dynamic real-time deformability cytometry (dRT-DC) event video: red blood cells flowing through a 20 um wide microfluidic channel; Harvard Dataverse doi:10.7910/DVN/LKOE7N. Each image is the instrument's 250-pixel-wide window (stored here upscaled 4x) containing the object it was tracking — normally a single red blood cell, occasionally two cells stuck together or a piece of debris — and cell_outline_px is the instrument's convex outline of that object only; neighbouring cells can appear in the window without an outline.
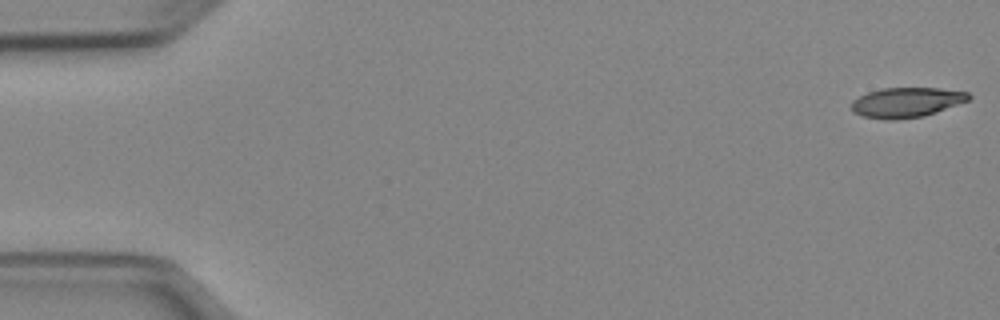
{"species": "Egyptian fruit bat (a non-hibernating species)", "species_latin": "Rousettus aegyptiacus", "temperature_condition": "cold", "stored_images_in_passage": 51, "camera_frame_rate_fps": 3000, "um_per_image_px": 0.085, "animal": {"sex": "female"}, "frame": {"image": 1, "passage_image": 1, "time_ms": 0.0, "image_size_px": [1000, 320], "cell_outline_px": [[972, 96], [968, 100], [936, 112], [924, 116], [896, 120], [884, 120], [860, 116], [852, 112], [852, 100], [868, 92], [884, 88], [940, 88], [968, 92]], "centroid_in_image_um": [77.02, 8.71], "position_along_channel_um": 8.0, "area_um2": 20.52}}
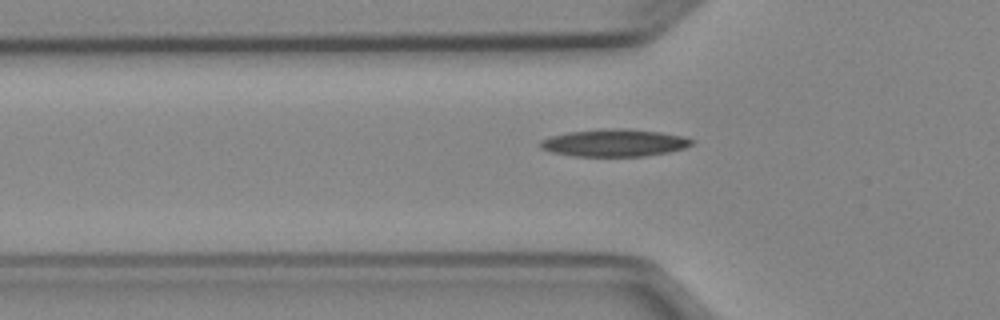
{"frame": {"image": 2, "passage_image": 17, "time_ms": 5.333, "image_size_px": [1000, 320], "cell_outline_px": [[692, 144], [684, 148], [668, 152], [644, 156], [572, 156], [552, 152], [540, 148], [540, 140], [552, 136], [568, 132], [600, 128], [628, 128], [660, 132], [684, 136], [692, 140]], "centroid_in_image_um": [52.2, 12.13], "position_along_channel_um": 73.6, "area_um2": 24.22}}
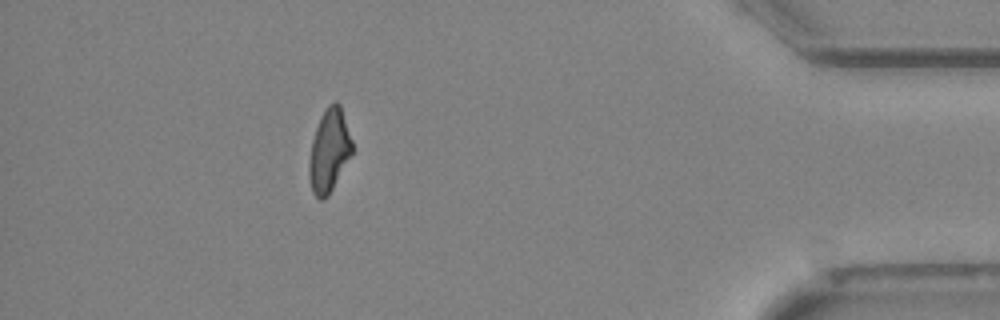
{"frame": {"image": 3, "passage_image": 46, "time_ms": 15.0, "image_size_px": [1000, 320], "cell_outline_px": [[352, 152], [328, 196], [324, 200], [320, 200], [312, 192], [308, 176], [308, 164], [312, 140], [320, 116], [328, 104], [336, 100], [340, 104], [352, 140]], "centroid_in_image_um": [27.95, 12.79], "position_along_channel_um": 407.2, "area_um2": 20.75}}